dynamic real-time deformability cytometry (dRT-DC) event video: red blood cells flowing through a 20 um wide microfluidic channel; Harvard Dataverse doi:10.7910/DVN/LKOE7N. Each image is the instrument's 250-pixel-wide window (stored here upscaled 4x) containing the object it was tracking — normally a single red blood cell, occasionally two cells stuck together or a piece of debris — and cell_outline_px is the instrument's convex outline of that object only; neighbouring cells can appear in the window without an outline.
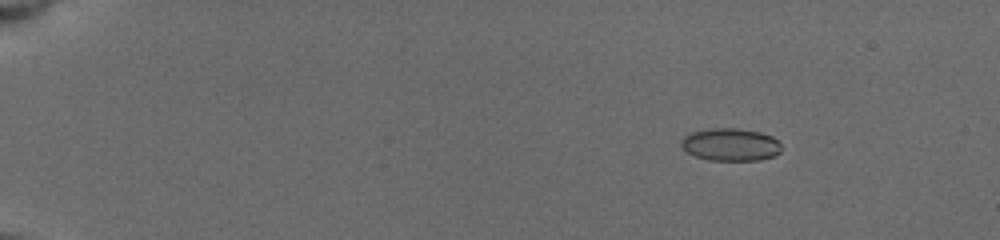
{"species": "common noctule bat (a hibernating species)", "species_latin": "Nyctalus noctula", "temperature_condition": "cold", "stored_images_in_passage": 37, "camera_frame_rate_fps": 3000, "um_per_image_px": 0.085, "animal": {"sex": "female", "body_mass_g": 19.5, "forearm_length_mm": 54.1}, "frame": {"image": 1, "passage_image": 4, "time_ms": 2.333, "image_size_px": [1000, 240], "cell_outline_px": [[784, 148], [776, 156], [760, 160], [708, 160], [696, 156], [688, 152], [680, 144], [680, 140], [684, 136], [692, 132], [712, 128], [736, 128], [760, 132], [772, 136]], "centroid_in_image_um": [62.13, 12.29], "position_along_channel_um": 22.9, "area_um2": 19.13}}
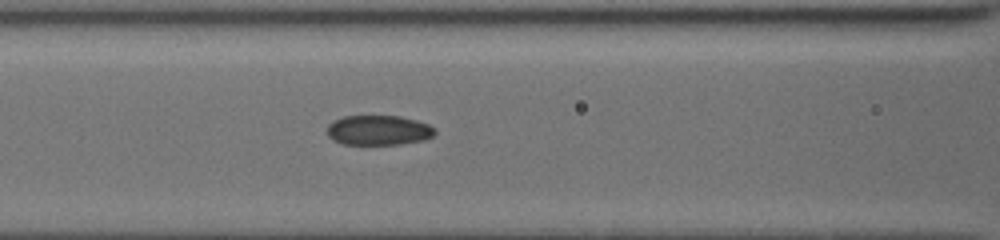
{"frame": {"image": 2, "passage_image": 20, "time_ms": 8.333, "image_size_px": [1000, 240], "cell_outline_px": [[436, 132], [432, 136], [424, 140], [400, 144], [344, 144], [332, 140], [328, 136], [328, 124], [344, 116], [400, 116], [416, 120], [428, 124]], "centroid_in_image_um": [32.17, 11.07], "position_along_channel_um": 134.4, "area_um2": 18.61}}
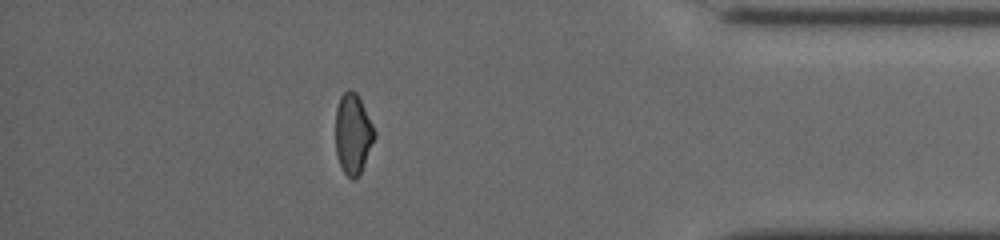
{"frame": {"image": 3, "passage_image": 33, "time_ms": 16.0, "image_size_px": [1000, 240], "cell_outline_px": [[376, 136], [364, 164], [360, 172], [352, 180], [344, 172], [340, 164], [336, 152], [336, 108], [340, 96], [348, 88], [356, 92], [376, 132]], "centroid_in_image_um": [29.99, 11.35], "position_along_channel_um": 405.2, "area_um2": 17.98}, "authors_computed_cell_mechanics": {"area_um2": 19.1318, "velocity_mm_per_s": 3.9144, "shape_relaxation_time_tau1_ms": 3.2023, "shape_relaxation_time_tau2_ms": 2.2669, "deformation_change_tau1": 0.1052, "deformation_change_tau2": 0.0493}}